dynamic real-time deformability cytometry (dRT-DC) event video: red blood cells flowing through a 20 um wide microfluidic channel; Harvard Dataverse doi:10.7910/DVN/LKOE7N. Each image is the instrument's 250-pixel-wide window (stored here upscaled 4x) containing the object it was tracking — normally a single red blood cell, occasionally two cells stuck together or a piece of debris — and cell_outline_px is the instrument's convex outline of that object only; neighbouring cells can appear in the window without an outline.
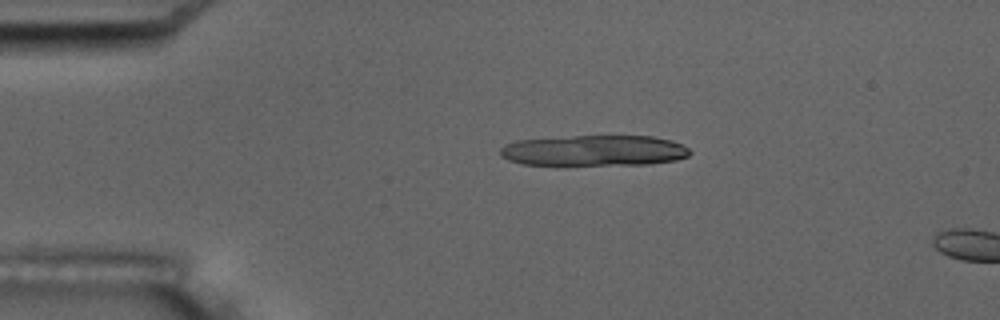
{"species": "common noctule bat (a hibernating species)", "species_latin": "Nyctalus noctula", "temperature_condition": "room temperature", "stored_images_in_passage": 4, "camera_frame_rate_fps": 3000, "um_per_image_px": 0.085, "animal": {"sex": "male", "body_mass_g": 17.5, "forearm_length_mm": 52.3}, "frame": {"image": 1, "passage_image": 3, "time_ms": 3.333, "image_size_px": [1000, 320], "cell_outline_px": [[692, 152], [688, 156], [676, 160], [648, 164], [524, 164], [508, 160], [500, 156], [500, 148], [504, 144], [516, 140], [572, 136], [652, 136], [672, 140], [688, 148]], "centroid_in_image_um": [50.5, 12.78], "position_along_channel_um": 34.5, "area_um2": 33.81}}